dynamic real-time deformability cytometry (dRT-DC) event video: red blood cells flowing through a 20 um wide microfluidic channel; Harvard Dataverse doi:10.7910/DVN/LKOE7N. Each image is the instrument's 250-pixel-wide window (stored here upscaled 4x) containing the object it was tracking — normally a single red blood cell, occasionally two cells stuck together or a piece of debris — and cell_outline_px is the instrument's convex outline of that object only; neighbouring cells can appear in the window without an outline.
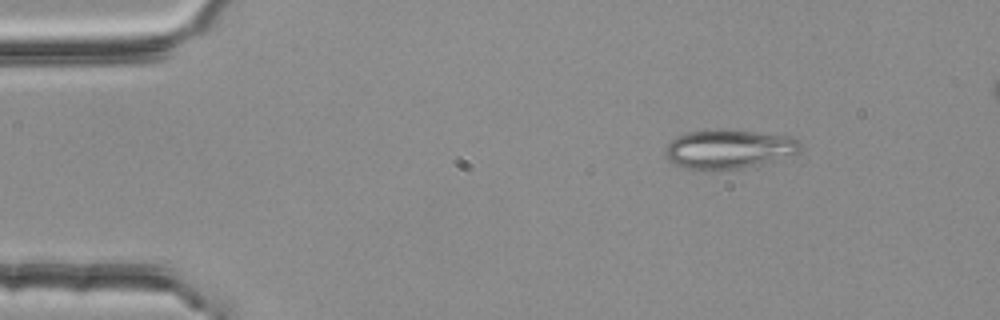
{"species": "common noctule bat (a hibernating species)", "species_latin": "Nyctalus noctula", "temperature_condition": "room temperature", "stored_images_in_passage": 3, "camera_frame_rate_fps": 3000, "um_per_image_px": 0.085, "animal": {"sex": "female", "body_mass_g": 25.1}, "frame": {"image": 1, "passage_image": 1, "time_ms": 0.0, "image_size_px": [1000, 320], "cell_outline_px": [[800, 152], [756, 164], [740, 168], [684, 168], [672, 164], [664, 156], [664, 148], [676, 136], [684, 132], [724, 128], [780, 136], [796, 140], [800, 144]], "centroid_in_image_um": [61.79, 12.64], "position_along_channel_um": 23.2, "area_um2": 29.94}}